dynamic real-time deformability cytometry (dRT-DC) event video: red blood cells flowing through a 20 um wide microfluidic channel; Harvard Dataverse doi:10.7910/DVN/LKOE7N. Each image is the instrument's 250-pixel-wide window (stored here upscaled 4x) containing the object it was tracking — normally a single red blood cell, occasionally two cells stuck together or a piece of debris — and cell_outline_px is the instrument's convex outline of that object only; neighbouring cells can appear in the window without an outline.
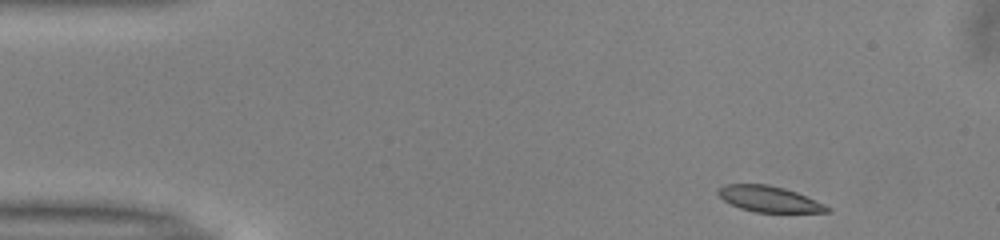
{"species": "common noctule bat (a hibernating species)", "species_latin": "Nyctalus noctula", "temperature_condition": "warm", "stored_images_in_passage": 47, "camera_frame_rate_fps": 3000, "um_per_image_px": 0.085, "animal": {"sex": "male", "body_mass_g": 13.0, "forearm_length_mm": 53.1}, "frame": {"image": 1, "passage_image": 1, "time_ms": 0.0, "image_size_px": [1000, 240], "cell_outline_px": [[832, 212], [756, 212], [740, 208], [724, 200], [716, 192], [724, 184], [768, 184], [784, 188], [796, 192], [824, 204], [832, 208]], "centroid_in_image_um": [65.39, 16.92], "position_along_channel_um": 19.6, "area_um2": 16.3}}
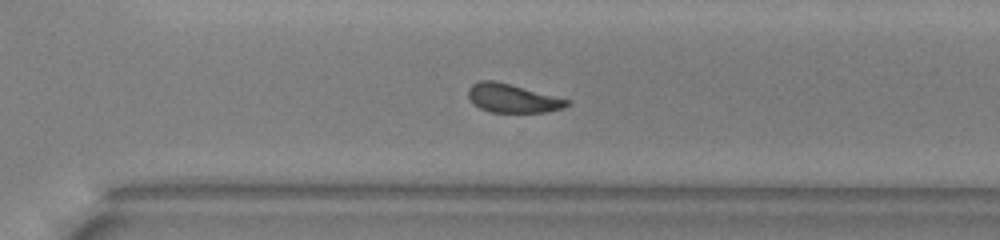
{"frame": {"image": 2, "passage_image": 31, "time_ms": 10.0, "image_size_px": [1000, 240], "cell_outline_px": [[572, 104], [564, 108], [548, 112], [488, 112], [472, 104], [468, 96], [468, 88], [472, 84], [480, 80], [496, 80], [512, 84], [572, 100]], "centroid_in_image_um": [43.59, 8.35], "position_along_channel_um": 327.0, "area_um2": 16.94}}
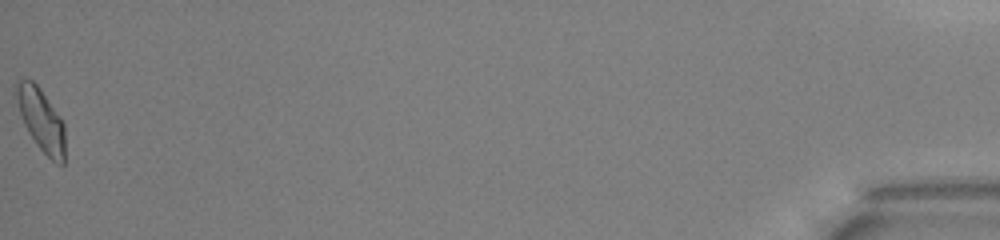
{"frame": {"image": 3, "passage_image": 47, "time_ms": 15.333, "image_size_px": [1000, 240], "cell_outline_px": [[64, 164], [56, 164], [36, 144], [28, 132], [20, 116], [12, 88], [16, 80], [32, 80], [40, 88], [64, 124]], "centroid_in_image_um": [3.43, 10.15], "position_along_channel_um": 431.8, "area_um2": 17.86}, "authors_computed_cell_mechanics": {"area_um2": 17.2822, "velocity_mm_per_s": 3.9554, "shape_relaxation_time_tau1_ms": 3.7761, "shape_relaxation_time_tau2_ms": 2.4465, "deformation_change_tau1": 0.1238, "deformation_change_tau2": 0.0804}}